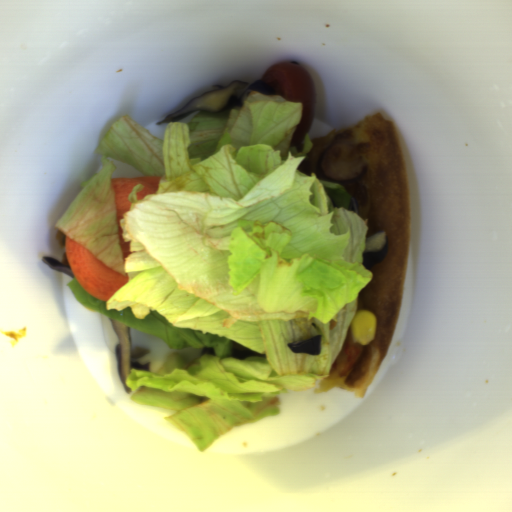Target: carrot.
I'll return each mask as SVG.
<instances>
[{
  "mask_svg": "<svg viewBox=\"0 0 512 512\" xmlns=\"http://www.w3.org/2000/svg\"><path fill=\"white\" fill-rule=\"evenodd\" d=\"M160 175H149L141 177H122L110 178L111 189L115 192V210L116 221L118 227L119 245L121 247L123 260L132 254L129 251V242L125 243L122 237L123 230L120 227V219H123V214L130 211L131 202L128 198L131 190L137 184H142L143 188L136 194L138 201L143 199L148 194H154L159 190V183L161 180Z\"/></svg>",
  "mask_w": 512,
  "mask_h": 512,
  "instance_id": "carrot-2",
  "label": "carrot"
},
{
  "mask_svg": "<svg viewBox=\"0 0 512 512\" xmlns=\"http://www.w3.org/2000/svg\"><path fill=\"white\" fill-rule=\"evenodd\" d=\"M64 247L73 276L83 290L100 300L108 302L129 281V278L105 266L87 248L65 234Z\"/></svg>",
  "mask_w": 512,
  "mask_h": 512,
  "instance_id": "carrot-1",
  "label": "carrot"
}]
</instances>
